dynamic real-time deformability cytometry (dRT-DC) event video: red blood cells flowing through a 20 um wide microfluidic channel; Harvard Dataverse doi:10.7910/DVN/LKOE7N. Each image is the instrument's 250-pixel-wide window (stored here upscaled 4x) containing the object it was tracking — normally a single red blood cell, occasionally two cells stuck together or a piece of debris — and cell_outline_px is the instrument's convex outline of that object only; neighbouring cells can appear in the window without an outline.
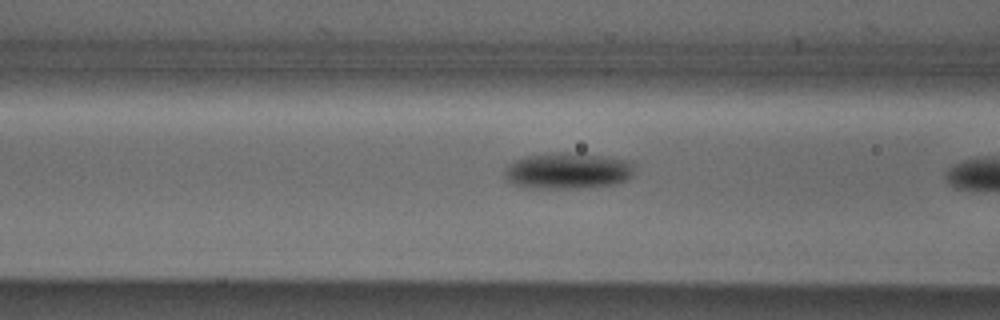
{"species": "Egyptian fruit bat (a non-hibernating species)", "species_latin": "Rousettus aegyptiacus", "temperature_condition": "cold", "stored_images_in_passage": 7, "camera_frame_rate_fps": 3000, "um_per_image_px": 0.085, "animal": {"sex": "male"}, "frame": {"image": 1, "passage_image": 6, "time_ms": 1.667, "image_size_px": [1000, 320], "cell_outline_px": [[632, 176], [628, 180], [616, 184], [588, 188], [524, 188], [512, 184], [504, 176], [504, 172], [516, 160], [524, 156], [552, 152], [584, 152], [632, 160]], "centroid_in_image_um": [48.31, 14.51], "position_along_channel_um": 118.3, "area_um2": 28.09}}